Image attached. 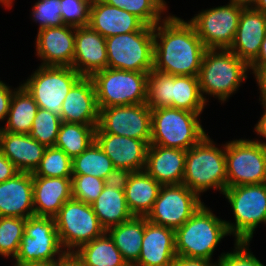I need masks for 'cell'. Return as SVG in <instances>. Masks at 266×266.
Instances as JSON below:
<instances>
[{
	"label": "cell",
	"mask_w": 266,
	"mask_h": 266,
	"mask_svg": "<svg viewBox=\"0 0 266 266\" xmlns=\"http://www.w3.org/2000/svg\"><path fill=\"white\" fill-rule=\"evenodd\" d=\"M153 69L170 75L198 76L207 50L194 26L168 15L153 27Z\"/></svg>",
	"instance_id": "6da1fadb"
},
{
	"label": "cell",
	"mask_w": 266,
	"mask_h": 266,
	"mask_svg": "<svg viewBox=\"0 0 266 266\" xmlns=\"http://www.w3.org/2000/svg\"><path fill=\"white\" fill-rule=\"evenodd\" d=\"M247 73L249 66L230 49H207L198 74L204 101L209 102L210 95L221 104L226 102L247 80Z\"/></svg>",
	"instance_id": "7a4b0ae2"
},
{
	"label": "cell",
	"mask_w": 266,
	"mask_h": 266,
	"mask_svg": "<svg viewBox=\"0 0 266 266\" xmlns=\"http://www.w3.org/2000/svg\"><path fill=\"white\" fill-rule=\"evenodd\" d=\"M218 148L207 134L186 151L182 184L201 197L209 189L221 194L227 188L225 144Z\"/></svg>",
	"instance_id": "3957f363"
},
{
	"label": "cell",
	"mask_w": 266,
	"mask_h": 266,
	"mask_svg": "<svg viewBox=\"0 0 266 266\" xmlns=\"http://www.w3.org/2000/svg\"><path fill=\"white\" fill-rule=\"evenodd\" d=\"M228 235L225 220L217 217L203 203L190 219L175 230L176 254L212 261L215 248Z\"/></svg>",
	"instance_id": "277c9868"
},
{
	"label": "cell",
	"mask_w": 266,
	"mask_h": 266,
	"mask_svg": "<svg viewBox=\"0 0 266 266\" xmlns=\"http://www.w3.org/2000/svg\"><path fill=\"white\" fill-rule=\"evenodd\" d=\"M200 114L184 109H151L150 145L188 150L206 135Z\"/></svg>",
	"instance_id": "5b68a950"
},
{
	"label": "cell",
	"mask_w": 266,
	"mask_h": 266,
	"mask_svg": "<svg viewBox=\"0 0 266 266\" xmlns=\"http://www.w3.org/2000/svg\"><path fill=\"white\" fill-rule=\"evenodd\" d=\"M222 195L229 202L234 221L226 227L234 241L251 242L255 229L266 224V183L227 187Z\"/></svg>",
	"instance_id": "8992f818"
},
{
	"label": "cell",
	"mask_w": 266,
	"mask_h": 266,
	"mask_svg": "<svg viewBox=\"0 0 266 266\" xmlns=\"http://www.w3.org/2000/svg\"><path fill=\"white\" fill-rule=\"evenodd\" d=\"M148 73L106 68L91 78L98 109L146 103Z\"/></svg>",
	"instance_id": "52a82bcc"
},
{
	"label": "cell",
	"mask_w": 266,
	"mask_h": 266,
	"mask_svg": "<svg viewBox=\"0 0 266 266\" xmlns=\"http://www.w3.org/2000/svg\"><path fill=\"white\" fill-rule=\"evenodd\" d=\"M108 66L133 72L149 73L153 69V27L105 38Z\"/></svg>",
	"instance_id": "ba28073f"
},
{
	"label": "cell",
	"mask_w": 266,
	"mask_h": 266,
	"mask_svg": "<svg viewBox=\"0 0 266 266\" xmlns=\"http://www.w3.org/2000/svg\"><path fill=\"white\" fill-rule=\"evenodd\" d=\"M21 85L39 108L61 116L62 104L72 86L82 77L72 67L38 66Z\"/></svg>",
	"instance_id": "9c48e42d"
},
{
	"label": "cell",
	"mask_w": 266,
	"mask_h": 266,
	"mask_svg": "<svg viewBox=\"0 0 266 266\" xmlns=\"http://www.w3.org/2000/svg\"><path fill=\"white\" fill-rule=\"evenodd\" d=\"M54 219L61 245L66 252H75L81 245L106 231L100 225L92 206L74 198L64 203Z\"/></svg>",
	"instance_id": "30bf717a"
},
{
	"label": "cell",
	"mask_w": 266,
	"mask_h": 266,
	"mask_svg": "<svg viewBox=\"0 0 266 266\" xmlns=\"http://www.w3.org/2000/svg\"><path fill=\"white\" fill-rule=\"evenodd\" d=\"M65 253L55 219L33 215L26 219L22 241L13 264L54 263Z\"/></svg>",
	"instance_id": "8fae6325"
},
{
	"label": "cell",
	"mask_w": 266,
	"mask_h": 266,
	"mask_svg": "<svg viewBox=\"0 0 266 266\" xmlns=\"http://www.w3.org/2000/svg\"><path fill=\"white\" fill-rule=\"evenodd\" d=\"M227 187L266 183V149L249 139L225 144Z\"/></svg>",
	"instance_id": "7c38bea8"
},
{
	"label": "cell",
	"mask_w": 266,
	"mask_h": 266,
	"mask_svg": "<svg viewBox=\"0 0 266 266\" xmlns=\"http://www.w3.org/2000/svg\"><path fill=\"white\" fill-rule=\"evenodd\" d=\"M245 7L235 2L203 9L190 20L207 49H229L233 44L240 15Z\"/></svg>",
	"instance_id": "4fadbf2b"
},
{
	"label": "cell",
	"mask_w": 266,
	"mask_h": 266,
	"mask_svg": "<svg viewBox=\"0 0 266 266\" xmlns=\"http://www.w3.org/2000/svg\"><path fill=\"white\" fill-rule=\"evenodd\" d=\"M184 184L162 185L147 220L155 225L176 230L204 203Z\"/></svg>",
	"instance_id": "5bb4252c"
},
{
	"label": "cell",
	"mask_w": 266,
	"mask_h": 266,
	"mask_svg": "<svg viewBox=\"0 0 266 266\" xmlns=\"http://www.w3.org/2000/svg\"><path fill=\"white\" fill-rule=\"evenodd\" d=\"M98 127L104 132L151 141V109L146 103L99 109Z\"/></svg>",
	"instance_id": "9a60e30c"
},
{
	"label": "cell",
	"mask_w": 266,
	"mask_h": 266,
	"mask_svg": "<svg viewBox=\"0 0 266 266\" xmlns=\"http://www.w3.org/2000/svg\"><path fill=\"white\" fill-rule=\"evenodd\" d=\"M37 33L35 55L41 59V66H72L75 27L70 25L47 27L38 30Z\"/></svg>",
	"instance_id": "2e32d148"
},
{
	"label": "cell",
	"mask_w": 266,
	"mask_h": 266,
	"mask_svg": "<svg viewBox=\"0 0 266 266\" xmlns=\"http://www.w3.org/2000/svg\"><path fill=\"white\" fill-rule=\"evenodd\" d=\"M95 141L111 159L115 168L132 172L143 171L146 165L148 142L135 138L104 133L98 126Z\"/></svg>",
	"instance_id": "e0dca14e"
},
{
	"label": "cell",
	"mask_w": 266,
	"mask_h": 266,
	"mask_svg": "<svg viewBox=\"0 0 266 266\" xmlns=\"http://www.w3.org/2000/svg\"><path fill=\"white\" fill-rule=\"evenodd\" d=\"M107 66L105 38L89 25L75 27L74 57L71 67L81 76L91 77Z\"/></svg>",
	"instance_id": "ac0fdd59"
},
{
	"label": "cell",
	"mask_w": 266,
	"mask_h": 266,
	"mask_svg": "<svg viewBox=\"0 0 266 266\" xmlns=\"http://www.w3.org/2000/svg\"><path fill=\"white\" fill-rule=\"evenodd\" d=\"M61 108L62 122L98 125L99 109L92 78L82 76L70 89Z\"/></svg>",
	"instance_id": "d6986e66"
},
{
	"label": "cell",
	"mask_w": 266,
	"mask_h": 266,
	"mask_svg": "<svg viewBox=\"0 0 266 266\" xmlns=\"http://www.w3.org/2000/svg\"><path fill=\"white\" fill-rule=\"evenodd\" d=\"M265 36L266 15L253 7H245L229 49L249 66L259 54Z\"/></svg>",
	"instance_id": "ffe728a7"
},
{
	"label": "cell",
	"mask_w": 266,
	"mask_h": 266,
	"mask_svg": "<svg viewBox=\"0 0 266 266\" xmlns=\"http://www.w3.org/2000/svg\"><path fill=\"white\" fill-rule=\"evenodd\" d=\"M35 215L32 173L19 172L0 183V217L29 218Z\"/></svg>",
	"instance_id": "44dd1931"
},
{
	"label": "cell",
	"mask_w": 266,
	"mask_h": 266,
	"mask_svg": "<svg viewBox=\"0 0 266 266\" xmlns=\"http://www.w3.org/2000/svg\"><path fill=\"white\" fill-rule=\"evenodd\" d=\"M175 230L155 225L145 217L144 236L138 266H171L176 258Z\"/></svg>",
	"instance_id": "7402d4cb"
},
{
	"label": "cell",
	"mask_w": 266,
	"mask_h": 266,
	"mask_svg": "<svg viewBox=\"0 0 266 266\" xmlns=\"http://www.w3.org/2000/svg\"><path fill=\"white\" fill-rule=\"evenodd\" d=\"M88 25L104 38L141 31L146 25L126 10L92 0Z\"/></svg>",
	"instance_id": "603a6c76"
},
{
	"label": "cell",
	"mask_w": 266,
	"mask_h": 266,
	"mask_svg": "<svg viewBox=\"0 0 266 266\" xmlns=\"http://www.w3.org/2000/svg\"><path fill=\"white\" fill-rule=\"evenodd\" d=\"M72 198V177L33 176V206L36 216L54 218Z\"/></svg>",
	"instance_id": "cb8c5ba5"
},
{
	"label": "cell",
	"mask_w": 266,
	"mask_h": 266,
	"mask_svg": "<svg viewBox=\"0 0 266 266\" xmlns=\"http://www.w3.org/2000/svg\"><path fill=\"white\" fill-rule=\"evenodd\" d=\"M186 150L149 145L145 171L161 185L182 184Z\"/></svg>",
	"instance_id": "d4e9b609"
},
{
	"label": "cell",
	"mask_w": 266,
	"mask_h": 266,
	"mask_svg": "<svg viewBox=\"0 0 266 266\" xmlns=\"http://www.w3.org/2000/svg\"><path fill=\"white\" fill-rule=\"evenodd\" d=\"M46 147L29 134L7 131L0 133V151L19 172L33 173L43 158Z\"/></svg>",
	"instance_id": "484cf974"
},
{
	"label": "cell",
	"mask_w": 266,
	"mask_h": 266,
	"mask_svg": "<svg viewBox=\"0 0 266 266\" xmlns=\"http://www.w3.org/2000/svg\"><path fill=\"white\" fill-rule=\"evenodd\" d=\"M161 187L145 170L132 172L125 188L126 204L132 215L147 217Z\"/></svg>",
	"instance_id": "4316f807"
},
{
	"label": "cell",
	"mask_w": 266,
	"mask_h": 266,
	"mask_svg": "<svg viewBox=\"0 0 266 266\" xmlns=\"http://www.w3.org/2000/svg\"><path fill=\"white\" fill-rule=\"evenodd\" d=\"M145 217L133 216L130 220L106 230L127 264H135L141 253Z\"/></svg>",
	"instance_id": "83f0119b"
},
{
	"label": "cell",
	"mask_w": 266,
	"mask_h": 266,
	"mask_svg": "<svg viewBox=\"0 0 266 266\" xmlns=\"http://www.w3.org/2000/svg\"><path fill=\"white\" fill-rule=\"evenodd\" d=\"M100 225L107 230L130 220L133 215L126 204L125 191L104 186L99 197L91 204Z\"/></svg>",
	"instance_id": "f1b7e54d"
},
{
	"label": "cell",
	"mask_w": 266,
	"mask_h": 266,
	"mask_svg": "<svg viewBox=\"0 0 266 266\" xmlns=\"http://www.w3.org/2000/svg\"><path fill=\"white\" fill-rule=\"evenodd\" d=\"M38 109L32 96L19 83L10 102L6 124L1 126V131L29 134Z\"/></svg>",
	"instance_id": "f546056e"
},
{
	"label": "cell",
	"mask_w": 266,
	"mask_h": 266,
	"mask_svg": "<svg viewBox=\"0 0 266 266\" xmlns=\"http://www.w3.org/2000/svg\"><path fill=\"white\" fill-rule=\"evenodd\" d=\"M74 253L85 266H125L127 264L106 231L101 236L81 245Z\"/></svg>",
	"instance_id": "4dcf8cb0"
},
{
	"label": "cell",
	"mask_w": 266,
	"mask_h": 266,
	"mask_svg": "<svg viewBox=\"0 0 266 266\" xmlns=\"http://www.w3.org/2000/svg\"><path fill=\"white\" fill-rule=\"evenodd\" d=\"M97 126L62 122L55 147L62 149L73 159L84 152L95 141Z\"/></svg>",
	"instance_id": "1f68e13d"
},
{
	"label": "cell",
	"mask_w": 266,
	"mask_h": 266,
	"mask_svg": "<svg viewBox=\"0 0 266 266\" xmlns=\"http://www.w3.org/2000/svg\"><path fill=\"white\" fill-rule=\"evenodd\" d=\"M206 105L200 92L198 76L174 75L172 108L202 114Z\"/></svg>",
	"instance_id": "d6a6232c"
},
{
	"label": "cell",
	"mask_w": 266,
	"mask_h": 266,
	"mask_svg": "<svg viewBox=\"0 0 266 266\" xmlns=\"http://www.w3.org/2000/svg\"><path fill=\"white\" fill-rule=\"evenodd\" d=\"M114 168L111 159L96 141L72 159V174L91 175L104 180Z\"/></svg>",
	"instance_id": "836d02e7"
},
{
	"label": "cell",
	"mask_w": 266,
	"mask_h": 266,
	"mask_svg": "<svg viewBox=\"0 0 266 266\" xmlns=\"http://www.w3.org/2000/svg\"><path fill=\"white\" fill-rule=\"evenodd\" d=\"M103 2L119 7L135 15L145 25L154 27L168 15V5L165 0H102ZM164 14V17H163Z\"/></svg>",
	"instance_id": "e575fe53"
},
{
	"label": "cell",
	"mask_w": 266,
	"mask_h": 266,
	"mask_svg": "<svg viewBox=\"0 0 266 266\" xmlns=\"http://www.w3.org/2000/svg\"><path fill=\"white\" fill-rule=\"evenodd\" d=\"M174 75L152 69L147 75V100L150 109L172 108V81Z\"/></svg>",
	"instance_id": "d590c367"
},
{
	"label": "cell",
	"mask_w": 266,
	"mask_h": 266,
	"mask_svg": "<svg viewBox=\"0 0 266 266\" xmlns=\"http://www.w3.org/2000/svg\"><path fill=\"white\" fill-rule=\"evenodd\" d=\"M32 176L72 177V159L62 149L46 147Z\"/></svg>",
	"instance_id": "8d00e7d4"
},
{
	"label": "cell",
	"mask_w": 266,
	"mask_h": 266,
	"mask_svg": "<svg viewBox=\"0 0 266 266\" xmlns=\"http://www.w3.org/2000/svg\"><path fill=\"white\" fill-rule=\"evenodd\" d=\"M25 218L0 217V255L14 260L24 234Z\"/></svg>",
	"instance_id": "74e56055"
},
{
	"label": "cell",
	"mask_w": 266,
	"mask_h": 266,
	"mask_svg": "<svg viewBox=\"0 0 266 266\" xmlns=\"http://www.w3.org/2000/svg\"><path fill=\"white\" fill-rule=\"evenodd\" d=\"M61 124L60 116L46 109L39 108L29 135L45 147H53L57 141Z\"/></svg>",
	"instance_id": "f35d334b"
},
{
	"label": "cell",
	"mask_w": 266,
	"mask_h": 266,
	"mask_svg": "<svg viewBox=\"0 0 266 266\" xmlns=\"http://www.w3.org/2000/svg\"><path fill=\"white\" fill-rule=\"evenodd\" d=\"M104 180L91 175L72 174V198L91 205L101 194Z\"/></svg>",
	"instance_id": "ab89813d"
},
{
	"label": "cell",
	"mask_w": 266,
	"mask_h": 266,
	"mask_svg": "<svg viewBox=\"0 0 266 266\" xmlns=\"http://www.w3.org/2000/svg\"><path fill=\"white\" fill-rule=\"evenodd\" d=\"M31 13L32 20L39 23L38 30L64 25L61 18L60 0H37Z\"/></svg>",
	"instance_id": "60d3db41"
},
{
	"label": "cell",
	"mask_w": 266,
	"mask_h": 266,
	"mask_svg": "<svg viewBox=\"0 0 266 266\" xmlns=\"http://www.w3.org/2000/svg\"><path fill=\"white\" fill-rule=\"evenodd\" d=\"M92 0H60L61 18L64 25L86 26L89 23Z\"/></svg>",
	"instance_id": "b9f144b4"
},
{
	"label": "cell",
	"mask_w": 266,
	"mask_h": 266,
	"mask_svg": "<svg viewBox=\"0 0 266 266\" xmlns=\"http://www.w3.org/2000/svg\"><path fill=\"white\" fill-rule=\"evenodd\" d=\"M250 242L235 241L231 252H222L216 266H266L249 249Z\"/></svg>",
	"instance_id": "7bdbcfd3"
},
{
	"label": "cell",
	"mask_w": 266,
	"mask_h": 266,
	"mask_svg": "<svg viewBox=\"0 0 266 266\" xmlns=\"http://www.w3.org/2000/svg\"><path fill=\"white\" fill-rule=\"evenodd\" d=\"M131 173L132 171L114 168L104 179V184L106 187L125 191Z\"/></svg>",
	"instance_id": "ee69618b"
},
{
	"label": "cell",
	"mask_w": 266,
	"mask_h": 266,
	"mask_svg": "<svg viewBox=\"0 0 266 266\" xmlns=\"http://www.w3.org/2000/svg\"><path fill=\"white\" fill-rule=\"evenodd\" d=\"M17 88L12 89L11 86H8L2 80H0V121L4 122L7 118L10 102L13 96L14 91Z\"/></svg>",
	"instance_id": "f6af8a7d"
},
{
	"label": "cell",
	"mask_w": 266,
	"mask_h": 266,
	"mask_svg": "<svg viewBox=\"0 0 266 266\" xmlns=\"http://www.w3.org/2000/svg\"><path fill=\"white\" fill-rule=\"evenodd\" d=\"M18 173L15 165L0 151V183L13 178Z\"/></svg>",
	"instance_id": "bcb514c9"
},
{
	"label": "cell",
	"mask_w": 266,
	"mask_h": 266,
	"mask_svg": "<svg viewBox=\"0 0 266 266\" xmlns=\"http://www.w3.org/2000/svg\"><path fill=\"white\" fill-rule=\"evenodd\" d=\"M249 71L255 76L260 90L259 101L266 102V66L264 67H249Z\"/></svg>",
	"instance_id": "7dc6e473"
},
{
	"label": "cell",
	"mask_w": 266,
	"mask_h": 266,
	"mask_svg": "<svg viewBox=\"0 0 266 266\" xmlns=\"http://www.w3.org/2000/svg\"><path fill=\"white\" fill-rule=\"evenodd\" d=\"M216 263L203 258L176 256L171 266H216Z\"/></svg>",
	"instance_id": "c3c4849f"
},
{
	"label": "cell",
	"mask_w": 266,
	"mask_h": 266,
	"mask_svg": "<svg viewBox=\"0 0 266 266\" xmlns=\"http://www.w3.org/2000/svg\"><path fill=\"white\" fill-rule=\"evenodd\" d=\"M261 105L264 108L263 115L259 118L257 124L254 126V132L259 135V137L264 138L266 140V102L260 101ZM254 141L258 142L261 146H263L266 149V141H263L262 139H253Z\"/></svg>",
	"instance_id": "681fc988"
},
{
	"label": "cell",
	"mask_w": 266,
	"mask_h": 266,
	"mask_svg": "<svg viewBox=\"0 0 266 266\" xmlns=\"http://www.w3.org/2000/svg\"><path fill=\"white\" fill-rule=\"evenodd\" d=\"M54 266H85L74 252H66L54 262Z\"/></svg>",
	"instance_id": "f907efd6"
},
{
	"label": "cell",
	"mask_w": 266,
	"mask_h": 266,
	"mask_svg": "<svg viewBox=\"0 0 266 266\" xmlns=\"http://www.w3.org/2000/svg\"><path fill=\"white\" fill-rule=\"evenodd\" d=\"M266 66V36L262 41L259 54L249 67H264Z\"/></svg>",
	"instance_id": "816d5d0a"
},
{
	"label": "cell",
	"mask_w": 266,
	"mask_h": 266,
	"mask_svg": "<svg viewBox=\"0 0 266 266\" xmlns=\"http://www.w3.org/2000/svg\"><path fill=\"white\" fill-rule=\"evenodd\" d=\"M244 7H253L258 0H229Z\"/></svg>",
	"instance_id": "f5cc1de1"
},
{
	"label": "cell",
	"mask_w": 266,
	"mask_h": 266,
	"mask_svg": "<svg viewBox=\"0 0 266 266\" xmlns=\"http://www.w3.org/2000/svg\"><path fill=\"white\" fill-rule=\"evenodd\" d=\"M253 8L266 15V0H258Z\"/></svg>",
	"instance_id": "db71d44e"
},
{
	"label": "cell",
	"mask_w": 266,
	"mask_h": 266,
	"mask_svg": "<svg viewBox=\"0 0 266 266\" xmlns=\"http://www.w3.org/2000/svg\"><path fill=\"white\" fill-rule=\"evenodd\" d=\"M14 266H54V263H24V264H13Z\"/></svg>",
	"instance_id": "11a10c76"
},
{
	"label": "cell",
	"mask_w": 266,
	"mask_h": 266,
	"mask_svg": "<svg viewBox=\"0 0 266 266\" xmlns=\"http://www.w3.org/2000/svg\"><path fill=\"white\" fill-rule=\"evenodd\" d=\"M14 0H0V3L4 5L7 9L12 7Z\"/></svg>",
	"instance_id": "9f6ffc18"
},
{
	"label": "cell",
	"mask_w": 266,
	"mask_h": 266,
	"mask_svg": "<svg viewBox=\"0 0 266 266\" xmlns=\"http://www.w3.org/2000/svg\"><path fill=\"white\" fill-rule=\"evenodd\" d=\"M125 266H138L136 264H126Z\"/></svg>",
	"instance_id": "6f0895ef"
}]
</instances>
